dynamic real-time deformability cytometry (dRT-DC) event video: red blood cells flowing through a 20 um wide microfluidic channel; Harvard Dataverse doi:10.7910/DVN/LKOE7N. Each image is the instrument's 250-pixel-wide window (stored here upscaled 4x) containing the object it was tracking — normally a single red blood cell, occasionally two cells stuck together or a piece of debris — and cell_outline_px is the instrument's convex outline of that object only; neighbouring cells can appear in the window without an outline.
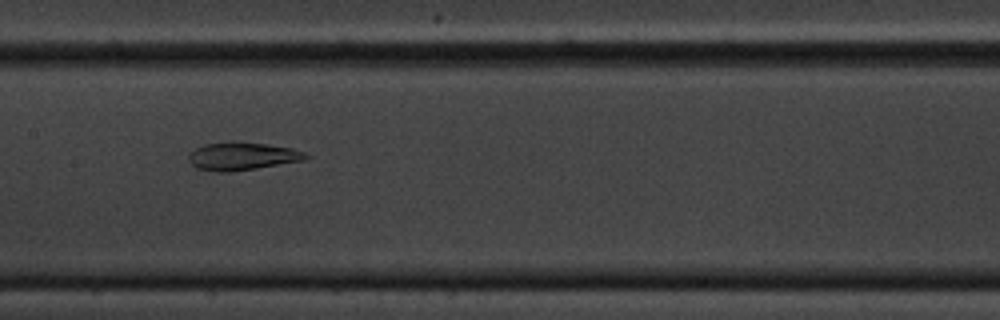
{"species": "common noctule bat (a hibernating species)", "species_latin": "Nyctalus noctula", "temperature_condition": "cold", "stored_images_in_passage": 8, "camera_frame_rate_fps": 3000, "um_per_image_px": 0.085, "animal": {"sex": "male", "body_mass_g": 20.1, "forearm_length_mm": 53.5}, "frame": {"image": 1, "passage_image": 7, "time_ms": 8.0, "image_size_px": [1000, 320], "cell_outline_px": [[308, 156], [304, 160], [256, 168], [228, 172], [216, 172], [196, 168], [188, 160], [188, 152], [204, 144], [236, 140], [268, 144], [292, 148], [304, 152]], "centroid_in_image_um": [20.53, 13.26], "position_along_channel_um": 186.9, "area_um2": 19.25}}
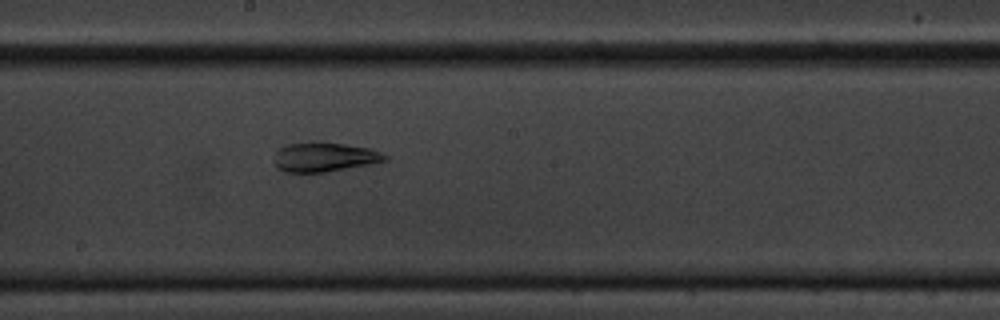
{"frame": {"image": 2, "passage_image": 8, "time_ms": 9.0, "image_size_px": [1000, 320], "cell_outline_px": [[388, 160], [368, 164], [324, 172], [284, 172], [276, 168], [272, 160], [276, 152], [280, 148], [288, 144], [312, 140], [320, 140], [372, 148], [388, 156]], "centroid_in_image_um": [27.53, 13.32], "position_along_channel_um": 220.7, "area_um2": 19.42}}